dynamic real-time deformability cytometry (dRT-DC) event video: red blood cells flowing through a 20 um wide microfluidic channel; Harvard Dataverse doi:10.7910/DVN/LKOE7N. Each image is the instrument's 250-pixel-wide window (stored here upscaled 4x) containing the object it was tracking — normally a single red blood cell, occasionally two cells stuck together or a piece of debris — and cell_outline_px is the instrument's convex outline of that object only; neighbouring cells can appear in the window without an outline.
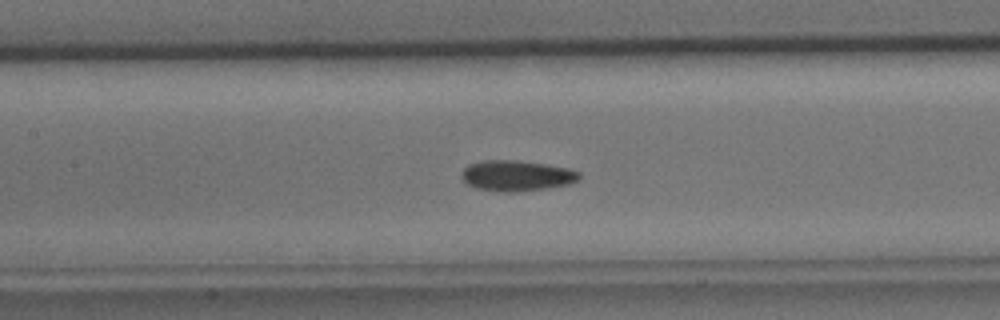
{"species": "common noctule bat (a hibernating species)", "species_latin": "Nyctalus noctula", "temperature_condition": "cold", "stored_images_in_passage": 47, "camera_frame_rate_fps": 3000, "um_per_image_px": 0.085, "animal": {"sex": "male", "body_mass_g": 15.6}, "frame": {"image": 1, "passage_image": 21, "time_ms": 6.667, "image_size_px": [1000, 320], "cell_outline_px": [[580, 180], [568, 184], [520, 192], [504, 192], [476, 188], [468, 184], [460, 176], [460, 172], [468, 164], [480, 160], [516, 160], [544, 164], [568, 168], [580, 172]], "centroid_in_image_um": [43.88, 14.93], "position_along_channel_um": 163.5, "area_um2": 21.1}}
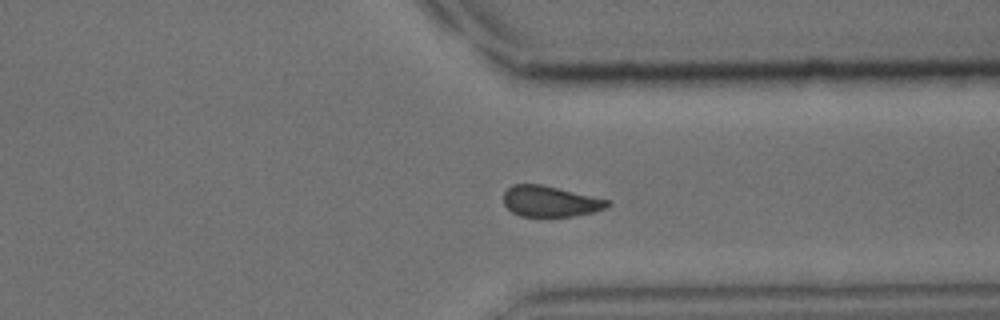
{"frame": {"image": 2, "passage_image": 35, "time_ms": 11.333, "image_size_px": [1000, 320], "cell_outline_px": [[612, 204], [604, 208], [592, 212], [572, 216], [520, 216], [512, 212], [504, 204], [504, 192], [512, 184], [540, 184], [608, 200]], "centroid_in_image_um": [46.72, 17.11], "position_along_channel_um": 364.7, "area_um2": 18.32}}
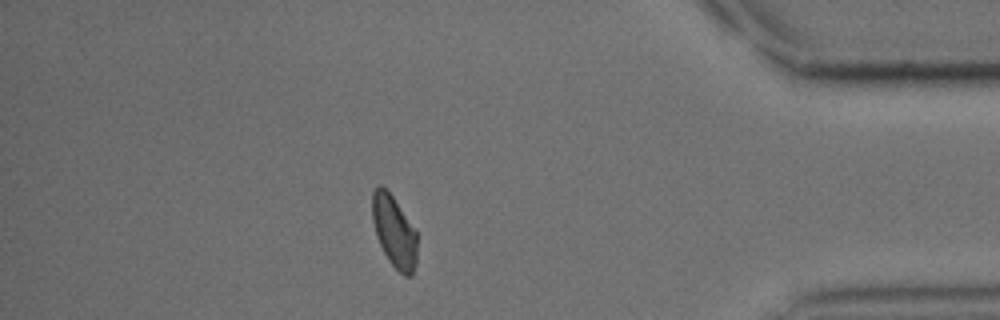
{"frame": {"image": 3, "passage_image": 40, "time_ms": 13.0, "image_size_px": [1000, 320], "cell_outline_px": [[416, 264], [412, 276], [404, 276], [388, 260], [376, 236], [372, 220], [372, 192], [376, 184], [380, 184], [392, 196], [416, 232]], "centroid_in_image_um": [33.48, 19.68], "position_along_channel_um": 401.7, "area_um2": 18.5}}